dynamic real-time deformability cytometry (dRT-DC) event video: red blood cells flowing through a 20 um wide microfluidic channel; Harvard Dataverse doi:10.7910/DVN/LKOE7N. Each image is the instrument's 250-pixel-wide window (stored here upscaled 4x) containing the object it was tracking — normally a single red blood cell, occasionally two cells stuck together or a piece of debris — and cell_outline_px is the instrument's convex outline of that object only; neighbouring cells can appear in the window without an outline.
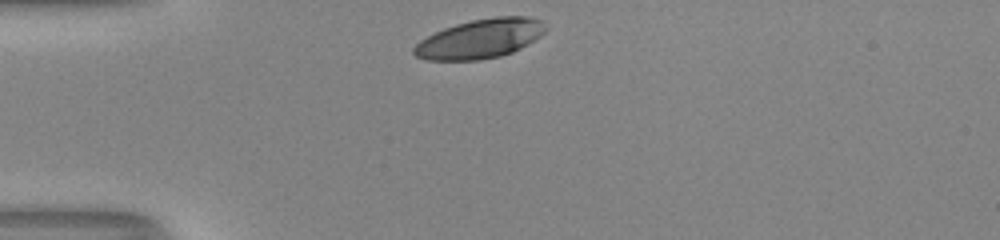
{"species": "human", "species_latin": "Homo sapiens", "temperature_condition": "room temperature", "stored_images_in_passage": 29, "camera_frame_rate_fps": 3000, "um_per_image_px": 0.085, "donor": {"sex": "male"}, "frame": {"image": 1, "passage_image": 1, "time_ms": 0.0, "image_size_px": [1000, 240], "cell_outline_px": [[548, 28], [540, 36], [520, 48], [512, 52], [500, 56], [480, 60], [428, 60], [416, 56], [412, 52], [412, 48], [420, 40], [444, 28], [456, 24], [472, 20], [496, 16], [528, 16], [540, 20]], "centroid_in_image_um": [40.81, 3.29], "position_along_channel_um": 44.2, "area_um2": 30.0}}
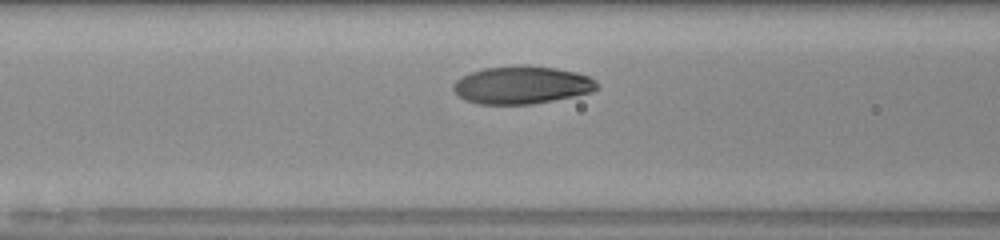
{"frame": {"image": 2, "passage_image": 9, "time_ms": 2.667, "image_size_px": [1000, 240], "cell_outline_px": [[600, 84], [592, 92], [532, 104], [480, 104], [464, 100], [452, 88], [452, 84], [456, 80], [472, 72], [484, 68], [516, 64], [524, 64], [556, 68], [576, 72], [588, 76], [596, 80]], "centroid_in_image_um": [44.36, 7.21], "position_along_channel_um": 122.2, "area_um2": 31.73}}
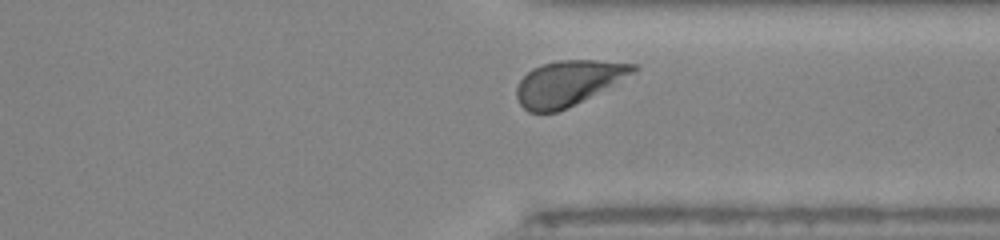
{"frame": {"image": 3, "passage_image": 27, "time_ms": 8.667, "image_size_px": [1000, 240], "cell_outline_px": [[640, 68], [636, 72], [568, 108], [556, 112], [528, 112], [520, 104], [516, 96], [516, 88], [520, 80], [532, 68], [544, 64], [560, 60], [596, 60], [636, 64]], "centroid_in_image_um": [48.29, 7.06], "position_along_channel_um": 363.1, "area_um2": 30.4}, "authors_computed_cell_mechanics": {"area_um2": 31.2698, "velocity_mm_per_s": 4.0084, "shape_relaxation_time_tau1_ms": 2.168, "shape_relaxation_time_tau2_ms": null, "deformation_change_tau1": 0.1366, "deformation_change_tau2": null}}